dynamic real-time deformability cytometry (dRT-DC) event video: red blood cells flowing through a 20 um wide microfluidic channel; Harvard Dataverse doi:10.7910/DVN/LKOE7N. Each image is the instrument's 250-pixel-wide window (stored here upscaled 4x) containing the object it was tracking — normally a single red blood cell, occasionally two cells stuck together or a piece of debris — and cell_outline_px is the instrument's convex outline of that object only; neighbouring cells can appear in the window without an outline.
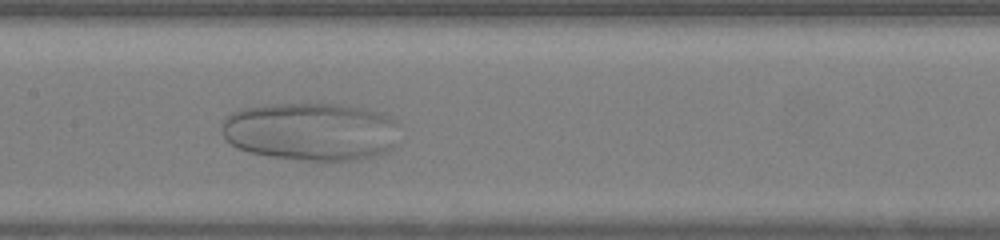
{"species": "human", "species_latin": "Homo sapiens", "temperature_condition": "warm", "stored_images_in_passage": 44, "camera_frame_rate_fps": 3000, "um_per_image_px": 0.085, "donor": {"sex": "female"}, "frame": {"image": 1, "passage_image": 18, "time_ms": 5.667, "image_size_px": [1000, 240], "cell_outline_px": [[396, 148], [388, 152], [372, 156], [352, 160], [300, 160], [268, 156], [236, 148], [224, 136], [224, 120], [232, 112], [240, 108], [272, 104], [340, 104], [364, 108], [380, 112], [396, 120]], "centroid_in_image_um": [26.46, 11.18], "position_along_channel_um": 180.9, "area_um2": 60.23}}
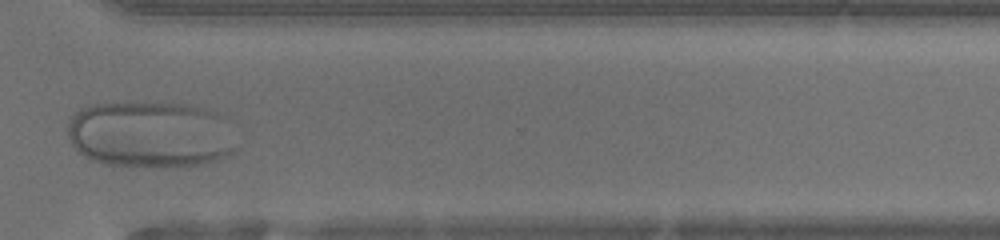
{"frame": {"image": 2, "passage_image": 31, "time_ms": 10.0, "image_size_px": [1000, 240], "cell_outline_px": [[236, 152], [216, 160], [200, 164], [168, 168], [152, 168], [104, 164], [92, 160], [84, 156], [72, 144], [68, 136], [68, 120], [72, 112], [88, 104], [192, 104], [220, 112], [224, 116]], "centroid_in_image_um": [12.76, 11.45], "position_along_channel_um": 357.8, "area_um2": 66.12}}